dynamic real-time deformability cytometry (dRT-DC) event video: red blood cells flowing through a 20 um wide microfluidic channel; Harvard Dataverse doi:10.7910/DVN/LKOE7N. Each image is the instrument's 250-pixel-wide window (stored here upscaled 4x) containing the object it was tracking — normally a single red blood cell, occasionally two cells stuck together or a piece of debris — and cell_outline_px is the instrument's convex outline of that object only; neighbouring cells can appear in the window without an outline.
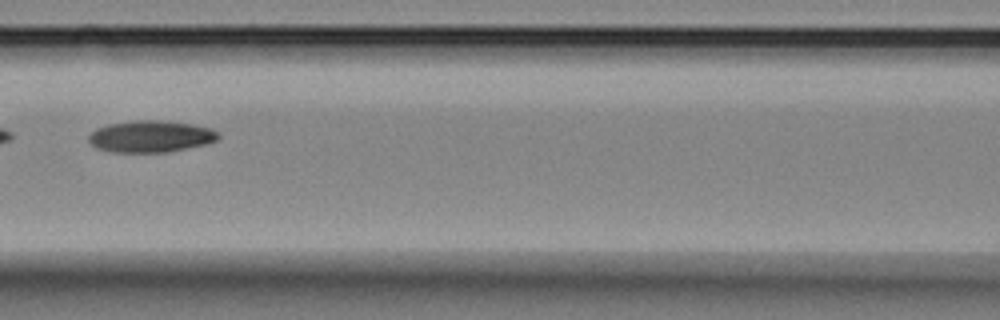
{"species": "Egyptian fruit bat (a non-hibernating species)", "species_latin": "Rousettus aegyptiacus", "temperature_condition": "room temperature", "stored_images_in_passage": 14, "camera_frame_rate_fps": 3000, "um_per_image_px": 0.085, "animal": {"sex": "female"}, "frame": {"image": 1, "passage_image": 7, "time_ms": 7.667, "image_size_px": [1000, 320], "cell_outline_px": [[220, 136], [216, 140], [208, 144], [168, 152], [112, 152], [96, 148], [88, 140], [88, 136], [96, 128], [108, 124], [132, 120], [156, 120], [192, 124], [212, 128], [220, 132]], "centroid_in_image_um": [12.83, 11.59], "position_along_channel_um": 153.8, "area_um2": 24.16}}
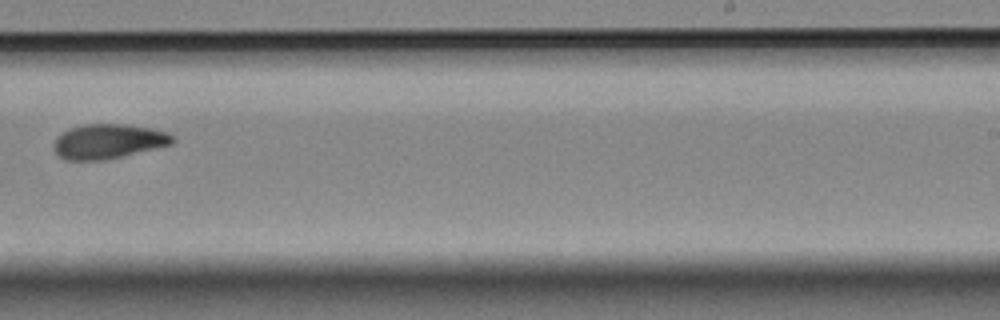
{"frame": {"image": 2, "passage_image": 10, "time_ms": 11.333, "image_size_px": [1000, 320], "cell_outline_px": [[176, 140], [172, 144], [104, 160], [64, 160], [56, 152], [56, 140], [64, 132], [72, 128], [84, 124], [124, 124], [152, 128], [168, 132]], "centroid_in_image_um": [9.26, 12.01], "position_along_channel_um": 279.7, "area_um2": 23.52}}
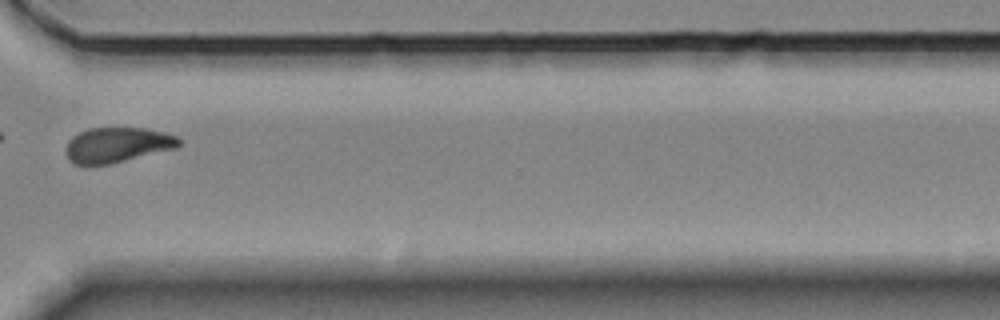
{"frame": {"image": 3, "passage_image": 12, "time_ms": 13.667, "image_size_px": [1000, 320], "cell_outline_px": [[180, 144], [176, 148], [108, 164], [84, 168], [72, 164], [68, 160], [68, 140], [72, 136], [88, 128], [144, 128], [164, 132], [176, 136], [180, 140]], "centroid_in_image_um": [9.91, 12.34], "position_along_channel_um": 360.7, "area_um2": 23.29}, "authors_computed_cell_mechanics": {"area_um2": 23.8425, "velocity_mm_per_s": 3.4618, "shape_relaxation_time_tau1_ms": 8.5417, "shape_relaxation_time_tau2_ms": null, "deformation_change_tau1": 0.2052, "deformation_change_tau2": null}}